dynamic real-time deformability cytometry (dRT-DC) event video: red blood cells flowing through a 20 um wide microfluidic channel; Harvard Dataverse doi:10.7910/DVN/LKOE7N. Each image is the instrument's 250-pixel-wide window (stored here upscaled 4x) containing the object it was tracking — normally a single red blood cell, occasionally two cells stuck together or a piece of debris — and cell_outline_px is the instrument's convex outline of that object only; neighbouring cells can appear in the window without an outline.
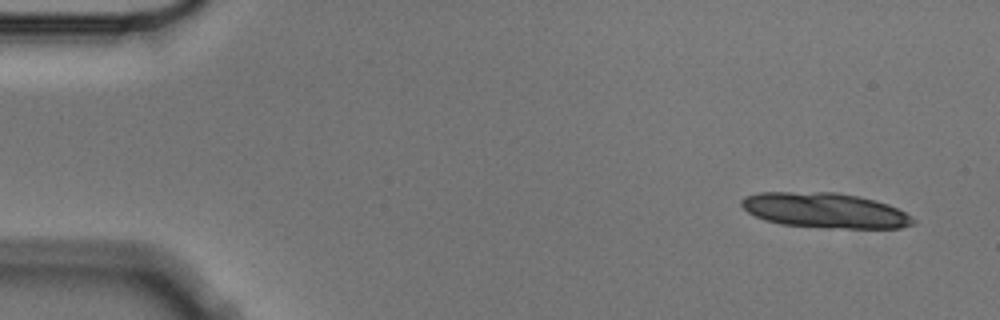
{"species": "Egyptian fruit bat (a non-hibernating species)", "species_latin": "Rousettus aegyptiacus", "temperature_condition": "cold", "stored_images_in_passage": 4, "camera_frame_rate_fps": 3000, "um_per_image_px": 0.085, "animal": {"sex": "male"}, "frame": {"image": 1, "passage_image": 1, "time_ms": 0.0, "image_size_px": [1000, 320], "cell_outline_px": [[916, 224], [900, 228], [824, 228], [780, 224], [764, 220], [748, 212], [740, 204], [740, 200], [744, 196], [760, 192], [836, 192], [876, 200], [888, 204], [912, 216], [916, 220]], "centroid_in_image_um": [70.12, 17.89], "position_along_channel_um": 14.9, "area_um2": 35.37}}